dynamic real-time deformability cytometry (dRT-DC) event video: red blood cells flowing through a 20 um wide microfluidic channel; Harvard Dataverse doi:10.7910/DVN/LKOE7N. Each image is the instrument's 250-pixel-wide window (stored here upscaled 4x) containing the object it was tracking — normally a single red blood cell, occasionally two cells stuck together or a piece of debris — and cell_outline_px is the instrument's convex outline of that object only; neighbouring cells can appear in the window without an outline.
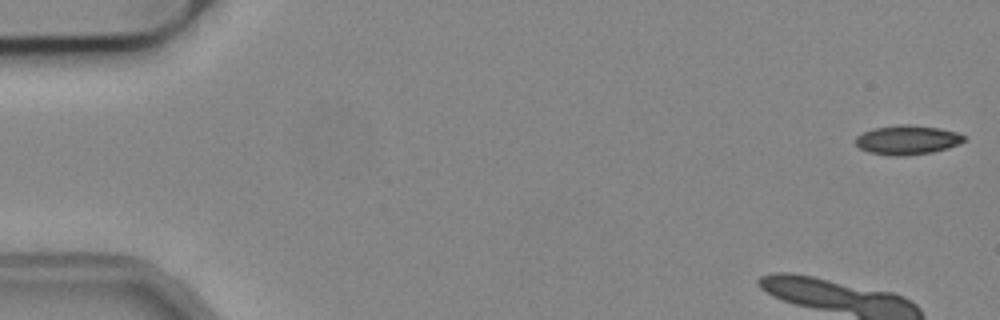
{"species": "common noctule bat (a hibernating species)", "species_latin": "Nyctalus noctula", "temperature_condition": "cold", "stored_images_in_passage": 10, "camera_frame_rate_fps": 3000, "um_per_image_px": 0.085, "animal": {"sex": "male", "body_mass_g": 19.2, "forearm_length_mm": 51.8}, "frame": {"image": 1, "passage_image": 1, "time_ms": 0.0, "image_size_px": [1000, 320], "cell_outline_px": [[964, 140], [948, 148], [932, 152], [908, 156], [888, 156], [868, 152], [860, 148], [856, 144], [856, 136], [872, 128], [900, 124], [908, 124], [940, 128], [956, 132], [964, 136]], "centroid_in_image_um": [77.08, 11.9], "position_along_channel_um": 7.9, "area_um2": 18.55}}